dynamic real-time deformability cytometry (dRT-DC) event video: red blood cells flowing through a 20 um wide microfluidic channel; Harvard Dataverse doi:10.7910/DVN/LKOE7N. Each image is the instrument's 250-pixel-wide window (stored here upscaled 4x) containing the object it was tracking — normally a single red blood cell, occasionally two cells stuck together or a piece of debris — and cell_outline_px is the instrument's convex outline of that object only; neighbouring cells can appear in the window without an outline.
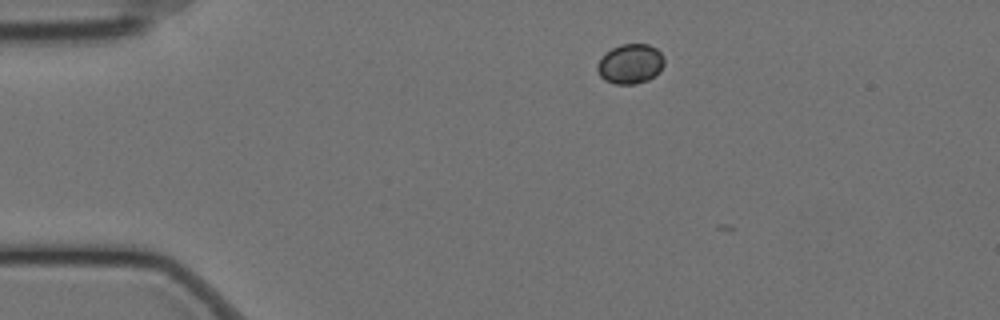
{"species": "Egyptian fruit bat (a non-hibernating species)", "species_latin": "Rousettus aegyptiacus", "temperature_condition": "cold", "stored_images_in_passage": 5, "camera_frame_rate_fps": 3000, "um_per_image_px": 0.085, "animal": {"sex": "female"}, "frame": {"image": 1, "passage_image": 2, "time_ms": 0.333, "image_size_px": [1000, 320], "cell_outline_px": [[664, 64], [660, 72], [648, 80], [636, 84], [616, 84], [604, 80], [600, 76], [596, 68], [596, 64], [612, 48], [620, 44], [648, 44], [656, 48], [664, 56]], "centroid_in_image_um": [53.6, 5.44], "position_along_channel_um": 31.4, "area_um2": 15.55}}